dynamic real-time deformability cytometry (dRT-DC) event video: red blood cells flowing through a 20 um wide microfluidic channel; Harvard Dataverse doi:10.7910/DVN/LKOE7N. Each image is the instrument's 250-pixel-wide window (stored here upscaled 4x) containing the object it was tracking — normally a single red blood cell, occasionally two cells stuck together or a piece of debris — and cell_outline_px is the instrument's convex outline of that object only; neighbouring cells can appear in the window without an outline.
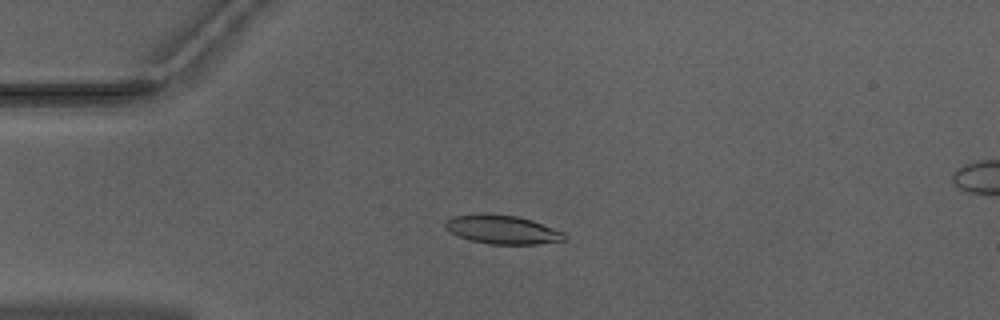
{"species": "Egyptian fruit bat (a non-hibernating species)", "species_latin": "Rousettus aegyptiacus", "temperature_condition": "warm", "stored_images_in_passage": 52, "camera_frame_rate_fps": 3000, "um_per_image_px": 0.085, "animal": {"sex": "male"}, "frame": {"image": 1, "passage_image": 13, "time_ms": 4.0, "image_size_px": [1000, 320], "cell_outline_px": [[568, 240], [536, 244], [488, 244], [472, 240], [448, 232], [444, 228], [444, 220], [452, 216], [516, 216], [532, 220], [564, 232], [568, 236]], "centroid_in_image_um": [42.75, 19.56], "position_along_channel_um": 42.3, "area_um2": 19.42}}
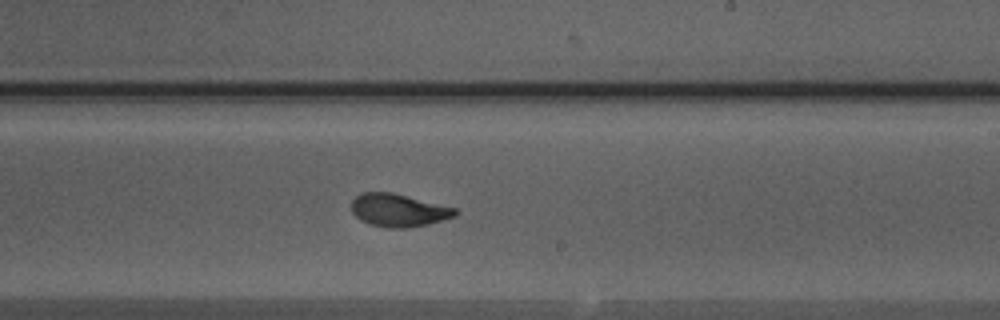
{"frame": {"image": 2, "passage_image": 31, "time_ms": 10.0, "image_size_px": [1000, 320], "cell_outline_px": [[460, 212], [456, 216], [428, 224], [404, 228], [388, 228], [368, 224], [360, 220], [352, 212], [352, 200], [356, 196], [364, 192], [392, 192], [456, 208]], "centroid_in_image_um": [33.88, 17.87], "position_along_channel_um": 255.1, "area_um2": 19.88}}
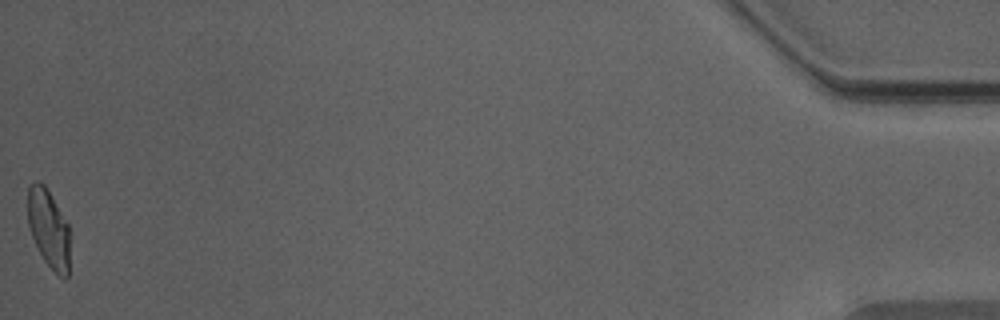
{"frame": {"image": 3, "passage_image": 52, "time_ms": 17.0, "image_size_px": [1000, 320], "cell_outline_px": [[68, 276], [64, 280], [44, 260], [32, 236], [28, 224], [28, 188], [36, 180], [44, 184], [68, 224]], "centroid_in_image_um": [4.12, 19.41], "position_along_channel_um": 431.1, "area_um2": 18.67}, "authors_computed_cell_mechanics": {"area_um2": 19.9699, "velocity_mm_per_s": 3.9666, "shape_relaxation_time_tau1_ms": 3.918, "shape_relaxation_time_tau2_ms": 1.3276, "deformation_change_tau1": 0.1629, "deformation_change_tau2": 0.0602}}